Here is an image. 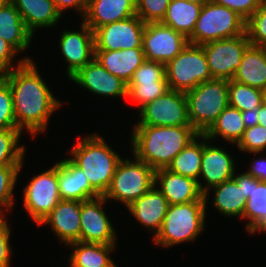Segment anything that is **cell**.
Wrapping results in <instances>:
<instances>
[{"instance_id": "obj_20", "label": "cell", "mask_w": 266, "mask_h": 267, "mask_svg": "<svg viewBox=\"0 0 266 267\" xmlns=\"http://www.w3.org/2000/svg\"><path fill=\"white\" fill-rule=\"evenodd\" d=\"M58 185L61 200L82 202L101 196L69 157L58 161Z\"/></svg>"}, {"instance_id": "obj_6", "label": "cell", "mask_w": 266, "mask_h": 267, "mask_svg": "<svg viewBox=\"0 0 266 267\" xmlns=\"http://www.w3.org/2000/svg\"><path fill=\"white\" fill-rule=\"evenodd\" d=\"M245 32L246 21L240 15L210 0L202 6L188 42L202 45L215 40L234 38Z\"/></svg>"}, {"instance_id": "obj_38", "label": "cell", "mask_w": 266, "mask_h": 267, "mask_svg": "<svg viewBox=\"0 0 266 267\" xmlns=\"http://www.w3.org/2000/svg\"><path fill=\"white\" fill-rule=\"evenodd\" d=\"M236 146L244 153L262 154L266 149V127L257 124L246 128Z\"/></svg>"}, {"instance_id": "obj_50", "label": "cell", "mask_w": 266, "mask_h": 267, "mask_svg": "<svg viewBox=\"0 0 266 267\" xmlns=\"http://www.w3.org/2000/svg\"><path fill=\"white\" fill-rule=\"evenodd\" d=\"M260 232H266V216L262 218L248 233H251L254 235V233Z\"/></svg>"}, {"instance_id": "obj_51", "label": "cell", "mask_w": 266, "mask_h": 267, "mask_svg": "<svg viewBox=\"0 0 266 267\" xmlns=\"http://www.w3.org/2000/svg\"><path fill=\"white\" fill-rule=\"evenodd\" d=\"M188 2H192V3H198L200 5H204L206 3H208L210 0H186Z\"/></svg>"}, {"instance_id": "obj_3", "label": "cell", "mask_w": 266, "mask_h": 267, "mask_svg": "<svg viewBox=\"0 0 266 267\" xmlns=\"http://www.w3.org/2000/svg\"><path fill=\"white\" fill-rule=\"evenodd\" d=\"M69 153L72 156L69 159L82 169L90 185L103 196L122 158L97 133L84 137Z\"/></svg>"}, {"instance_id": "obj_49", "label": "cell", "mask_w": 266, "mask_h": 267, "mask_svg": "<svg viewBox=\"0 0 266 267\" xmlns=\"http://www.w3.org/2000/svg\"><path fill=\"white\" fill-rule=\"evenodd\" d=\"M258 124L266 127V103L259 107Z\"/></svg>"}, {"instance_id": "obj_37", "label": "cell", "mask_w": 266, "mask_h": 267, "mask_svg": "<svg viewBox=\"0 0 266 267\" xmlns=\"http://www.w3.org/2000/svg\"><path fill=\"white\" fill-rule=\"evenodd\" d=\"M169 90L167 80H160L148 85H128L127 98L139 104V109L146 103L162 96Z\"/></svg>"}, {"instance_id": "obj_31", "label": "cell", "mask_w": 266, "mask_h": 267, "mask_svg": "<svg viewBox=\"0 0 266 267\" xmlns=\"http://www.w3.org/2000/svg\"><path fill=\"white\" fill-rule=\"evenodd\" d=\"M202 154L203 134H199L175 156L167 169L173 173L198 181L200 176Z\"/></svg>"}, {"instance_id": "obj_27", "label": "cell", "mask_w": 266, "mask_h": 267, "mask_svg": "<svg viewBox=\"0 0 266 267\" xmlns=\"http://www.w3.org/2000/svg\"><path fill=\"white\" fill-rule=\"evenodd\" d=\"M233 80L266 90V49L250 45L242 58Z\"/></svg>"}, {"instance_id": "obj_12", "label": "cell", "mask_w": 266, "mask_h": 267, "mask_svg": "<svg viewBox=\"0 0 266 267\" xmlns=\"http://www.w3.org/2000/svg\"><path fill=\"white\" fill-rule=\"evenodd\" d=\"M146 23L137 15L106 24L94 32L95 51H115L142 48Z\"/></svg>"}, {"instance_id": "obj_4", "label": "cell", "mask_w": 266, "mask_h": 267, "mask_svg": "<svg viewBox=\"0 0 266 267\" xmlns=\"http://www.w3.org/2000/svg\"><path fill=\"white\" fill-rule=\"evenodd\" d=\"M207 201L169 205L153 243L164 248L195 241L205 227Z\"/></svg>"}, {"instance_id": "obj_1", "label": "cell", "mask_w": 266, "mask_h": 267, "mask_svg": "<svg viewBox=\"0 0 266 267\" xmlns=\"http://www.w3.org/2000/svg\"><path fill=\"white\" fill-rule=\"evenodd\" d=\"M11 88L16 126L32 138L46 131L51 115L61 107L41 77L36 63L26 61L1 75Z\"/></svg>"}, {"instance_id": "obj_14", "label": "cell", "mask_w": 266, "mask_h": 267, "mask_svg": "<svg viewBox=\"0 0 266 267\" xmlns=\"http://www.w3.org/2000/svg\"><path fill=\"white\" fill-rule=\"evenodd\" d=\"M106 202L104 196L81 202L80 242L116 244L115 228L103 209Z\"/></svg>"}, {"instance_id": "obj_10", "label": "cell", "mask_w": 266, "mask_h": 267, "mask_svg": "<svg viewBox=\"0 0 266 267\" xmlns=\"http://www.w3.org/2000/svg\"><path fill=\"white\" fill-rule=\"evenodd\" d=\"M250 45L246 32L234 38L202 44L212 78L232 80Z\"/></svg>"}, {"instance_id": "obj_28", "label": "cell", "mask_w": 266, "mask_h": 267, "mask_svg": "<svg viewBox=\"0 0 266 267\" xmlns=\"http://www.w3.org/2000/svg\"><path fill=\"white\" fill-rule=\"evenodd\" d=\"M116 244H100L73 242L67 246L73 250L69 255V263L75 267H117L110 253L115 250Z\"/></svg>"}, {"instance_id": "obj_2", "label": "cell", "mask_w": 266, "mask_h": 267, "mask_svg": "<svg viewBox=\"0 0 266 267\" xmlns=\"http://www.w3.org/2000/svg\"><path fill=\"white\" fill-rule=\"evenodd\" d=\"M199 133L192 126L135 125L131 136L133 157L155 171L167 168Z\"/></svg>"}, {"instance_id": "obj_35", "label": "cell", "mask_w": 266, "mask_h": 267, "mask_svg": "<svg viewBox=\"0 0 266 267\" xmlns=\"http://www.w3.org/2000/svg\"><path fill=\"white\" fill-rule=\"evenodd\" d=\"M22 168L23 163L22 165L0 166V214H6L3 212V208L12 210L14 204L13 190Z\"/></svg>"}, {"instance_id": "obj_18", "label": "cell", "mask_w": 266, "mask_h": 267, "mask_svg": "<svg viewBox=\"0 0 266 267\" xmlns=\"http://www.w3.org/2000/svg\"><path fill=\"white\" fill-rule=\"evenodd\" d=\"M81 202L61 200L39 223L50 225L60 242L68 245L80 241Z\"/></svg>"}, {"instance_id": "obj_7", "label": "cell", "mask_w": 266, "mask_h": 267, "mask_svg": "<svg viewBox=\"0 0 266 267\" xmlns=\"http://www.w3.org/2000/svg\"><path fill=\"white\" fill-rule=\"evenodd\" d=\"M133 158L134 161L121 159L110 186L103 195L107 201L117 200L126 208L146 194L155 183V170L145 162Z\"/></svg>"}, {"instance_id": "obj_45", "label": "cell", "mask_w": 266, "mask_h": 267, "mask_svg": "<svg viewBox=\"0 0 266 267\" xmlns=\"http://www.w3.org/2000/svg\"><path fill=\"white\" fill-rule=\"evenodd\" d=\"M54 2L61 15L63 11L74 8L76 12L81 13L82 18L84 17L88 4V0H54Z\"/></svg>"}, {"instance_id": "obj_24", "label": "cell", "mask_w": 266, "mask_h": 267, "mask_svg": "<svg viewBox=\"0 0 266 267\" xmlns=\"http://www.w3.org/2000/svg\"><path fill=\"white\" fill-rule=\"evenodd\" d=\"M18 10L27 29L50 28L62 18L54 0H10Z\"/></svg>"}, {"instance_id": "obj_32", "label": "cell", "mask_w": 266, "mask_h": 267, "mask_svg": "<svg viewBox=\"0 0 266 267\" xmlns=\"http://www.w3.org/2000/svg\"><path fill=\"white\" fill-rule=\"evenodd\" d=\"M228 99L229 105L240 111L254 110L264 103V91L232 79L228 84Z\"/></svg>"}, {"instance_id": "obj_48", "label": "cell", "mask_w": 266, "mask_h": 267, "mask_svg": "<svg viewBox=\"0 0 266 267\" xmlns=\"http://www.w3.org/2000/svg\"><path fill=\"white\" fill-rule=\"evenodd\" d=\"M242 191L248 199L252 191V176L246 172L242 173Z\"/></svg>"}, {"instance_id": "obj_19", "label": "cell", "mask_w": 266, "mask_h": 267, "mask_svg": "<svg viewBox=\"0 0 266 267\" xmlns=\"http://www.w3.org/2000/svg\"><path fill=\"white\" fill-rule=\"evenodd\" d=\"M155 186L164 195L169 205L188 203L193 201H206L201 192L198 181L173 173L167 168L155 171Z\"/></svg>"}, {"instance_id": "obj_26", "label": "cell", "mask_w": 266, "mask_h": 267, "mask_svg": "<svg viewBox=\"0 0 266 267\" xmlns=\"http://www.w3.org/2000/svg\"><path fill=\"white\" fill-rule=\"evenodd\" d=\"M0 37L19 53L28 49L34 37L11 1L0 9Z\"/></svg>"}, {"instance_id": "obj_16", "label": "cell", "mask_w": 266, "mask_h": 267, "mask_svg": "<svg viewBox=\"0 0 266 267\" xmlns=\"http://www.w3.org/2000/svg\"><path fill=\"white\" fill-rule=\"evenodd\" d=\"M80 26V31L63 30L58 42L69 79L95 57L94 32L83 21Z\"/></svg>"}, {"instance_id": "obj_29", "label": "cell", "mask_w": 266, "mask_h": 267, "mask_svg": "<svg viewBox=\"0 0 266 267\" xmlns=\"http://www.w3.org/2000/svg\"><path fill=\"white\" fill-rule=\"evenodd\" d=\"M202 6L186 0H171L161 23L188 38L194 31Z\"/></svg>"}, {"instance_id": "obj_33", "label": "cell", "mask_w": 266, "mask_h": 267, "mask_svg": "<svg viewBox=\"0 0 266 267\" xmlns=\"http://www.w3.org/2000/svg\"><path fill=\"white\" fill-rule=\"evenodd\" d=\"M22 132L17 128L0 129V166L22 165L25 147L19 146Z\"/></svg>"}, {"instance_id": "obj_11", "label": "cell", "mask_w": 266, "mask_h": 267, "mask_svg": "<svg viewBox=\"0 0 266 267\" xmlns=\"http://www.w3.org/2000/svg\"><path fill=\"white\" fill-rule=\"evenodd\" d=\"M139 112L141 117L136 125L191 126L184 92L169 89L142 106Z\"/></svg>"}, {"instance_id": "obj_34", "label": "cell", "mask_w": 266, "mask_h": 267, "mask_svg": "<svg viewBox=\"0 0 266 267\" xmlns=\"http://www.w3.org/2000/svg\"><path fill=\"white\" fill-rule=\"evenodd\" d=\"M266 216V182L252 176V191L246 201L243 218L248 220L246 231L249 232L262 218Z\"/></svg>"}, {"instance_id": "obj_36", "label": "cell", "mask_w": 266, "mask_h": 267, "mask_svg": "<svg viewBox=\"0 0 266 267\" xmlns=\"http://www.w3.org/2000/svg\"><path fill=\"white\" fill-rule=\"evenodd\" d=\"M246 33L251 45L266 47V0H261L256 12L246 21Z\"/></svg>"}, {"instance_id": "obj_13", "label": "cell", "mask_w": 266, "mask_h": 267, "mask_svg": "<svg viewBox=\"0 0 266 267\" xmlns=\"http://www.w3.org/2000/svg\"><path fill=\"white\" fill-rule=\"evenodd\" d=\"M188 38L161 22L146 23L142 48L145 59L166 64L187 45Z\"/></svg>"}, {"instance_id": "obj_42", "label": "cell", "mask_w": 266, "mask_h": 267, "mask_svg": "<svg viewBox=\"0 0 266 267\" xmlns=\"http://www.w3.org/2000/svg\"><path fill=\"white\" fill-rule=\"evenodd\" d=\"M16 54H18V51L0 37V75L13 70L14 68L20 67L26 61H33L32 58L25 56L16 63L15 67L13 65V62H15L13 59H15L14 57Z\"/></svg>"}, {"instance_id": "obj_5", "label": "cell", "mask_w": 266, "mask_h": 267, "mask_svg": "<svg viewBox=\"0 0 266 267\" xmlns=\"http://www.w3.org/2000/svg\"><path fill=\"white\" fill-rule=\"evenodd\" d=\"M227 79L213 78L185 93L191 126L204 134L229 105Z\"/></svg>"}, {"instance_id": "obj_30", "label": "cell", "mask_w": 266, "mask_h": 267, "mask_svg": "<svg viewBox=\"0 0 266 267\" xmlns=\"http://www.w3.org/2000/svg\"><path fill=\"white\" fill-rule=\"evenodd\" d=\"M245 129L241 111L228 105L204 135L210 141L220 136L222 140L234 145L242 138Z\"/></svg>"}, {"instance_id": "obj_52", "label": "cell", "mask_w": 266, "mask_h": 267, "mask_svg": "<svg viewBox=\"0 0 266 267\" xmlns=\"http://www.w3.org/2000/svg\"><path fill=\"white\" fill-rule=\"evenodd\" d=\"M10 0H0V9Z\"/></svg>"}, {"instance_id": "obj_17", "label": "cell", "mask_w": 266, "mask_h": 267, "mask_svg": "<svg viewBox=\"0 0 266 267\" xmlns=\"http://www.w3.org/2000/svg\"><path fill=\"white\" fill-rule=\"evenodd\" d=\"M70 80L99 96L127 98L128 84L109 73L95 58Z\"/></svg>"}, {"instance_id": "obj_15", "label": "cell", "mask_w": 266, "mask_h": 267, "mask_svg": "<svg viewBox=\"0 0 266 267\" xmlns=\"http://www.w3.org/2000/svg\"><path fill=\"white\" fill-rule=\"evenodd\" d=\"M209 143L212 144L203 134V154L198 185L206 201L209 198L210 188L232 179L236 171L235 161L231 155L225 149L214 145L210 146ZM201 178L206 185L201 183Z\"/></svg>"}, {"instance_id": "obj_25", "label": "cell", "mask_w": 266, "mask_h": 267, "mask_svg": "<svg viewBox=\"0 0 266 267\" xmlns=\"http://www.w3.org/2000/svg\"><path fill=\"white\" fill-rule=\"evenodd\" d=\"M214 192L213 206L219 213L229 217L243 218L247 198L242 191V174L236 175L220 185L211 188Z\"/></svg>"}, {"instance_id": "obj_43", "label": "cell", "mask_w": 266, "mask_h": 267, "mask_svg": "<svg viewBox=\"0 0 266 267\" xmlns=\"http://www.w3.org/2000/svg\"><path fill=\"white\" fill-rule=\"evenodd\" d=\"M217 4L225 6L247 21L257 10L261 0H213Z\"/></svg>"}, {"instance_id": "obj_53", "label": "cell", "mask_w": 266, "mask_h": 267, "mask_svg": "<svg viewBox=\"0 0 266 267\" xmlns=\"http://www.w3.org/2000/svg\"><path fill=\"white\" fill-rule=\"evenodd\" d=\"M264 103H266V90H264Z\"/></svg>"}, {"instance_id": "obj_23", "label": "cell", "mask_w": 266, "mask_h": 267, "mask_svg": "<svg viewBox=\"0 0 266 267\" xmlns=\"http://www.w3.org/2000/svg\"><path fill=\"white\" fill-rule=\"evenodd\" d=\"M94 58L109 73L122 79L127 84L131 81L134 72L146 60L143 48L95 51Z\"/></svg>"}, {"instance_id": "obj_44", "label": "cell", "mask_w": 266, "mask_h": 267, "mask_svg": "<svg viewBox=\"0 0 266 267\" xmlns=\"http://www.w3.org/2000/svg\"><path fill=\"white\" fill-rule=\"evenodd\" d=\"M5 214H0V267H10L12 245L10 244V227Z\"/></svg>"}, {"instance_id": "obj_47", "label": "cell", "mask_w": 266, "mask_h": 267, "mask_svg": "<svg viewBox=\"0 0 266 267\" xmlns=\"http://www.w3.org/2000/svg\"><path fill=\"white\" fill-rule=\"evenodd\" d=\"M259 107L254 110L241 111L242 119L246 128L252 127L258 124Z\"/></svg>"}, {"instance_id": "obj_46", "label": "cell", "mask_w": 266, "mask_h": 267, "mask_svg": "<svg viewBox=\"0 0 266 267\" xmlns=\"http://www.w3.org/2000/svg\"><path fill=\"white\" fill-rule=\"evenodd\" d=\"M247 174L253 176L259 181L266 182V158L255 159L249 167Z\"/></svg>"}, {"instance_id": "obj_41", "label": "cell", "mask_w": 266, "mask_h": 267, "mask_svg": "<svg viewBox=\"0 0 266 267\" xmlns=\"http://www.w3.org/2000/svg\"><path fill=\"white\" fill-rule=\"evenodd\" d=\"M17 128L9 83L0 75V129Z\"/></svg>"}, {"instance_id": "obj_21", "label": "cell", "mask_w": 266, "mask_h": 267, "mask_svg": "<svg viewBox=\"0 0 266 267\" xmlns=\"http://www.w3.org/2000/svg\"><path fill=\"white\" fill-rule=\"evenodd\" d=\"M169 203L164 195L153 186L146 194L132 202L128 207L130 214L136 220L154 233L153 238L159 233Z\"/></svg>"}, {"instance_id": "obj_9", "label": "cell", "mask_w": 266, "mask_h": 267, "mask_svg": "<svg viewBox=\"0 0 266 267\" xmlns=\"http://www.w3.org/2000/svg\"><path fill=\"white\" fill-rule=\"evenodd\" d=\"M58 162L33 176L23 189V204L34 223H39L61 201L58 187Z\"/></svg>"}, {"instance_id": "obj_22", "label": "cell", "mask_w": 266, "mask_h": 267, "mask_svg": "<svg viewBox=\"0 0 266 267\" xmlns=\"http://www.w3.org/2000/svg\"><path fill=\"white\" fill-rule=\"evenodd\" d=\"M136 15V0H88L82 18L93 31L106 24Z\"/></svg>"}, {"instance_id": "obj_40", "label": "cell", "mask_w": 266, "mask_h": 267, "mask_svg": "<svg viewBox=\"0 0 266 267\" xmlns=\"http://www.w3.org/2000/svg\"><path fill=\"white\" fill-rule=\"evenodd\" d=\"M171 0H136V15L144 22H161Z\"/></svg>"}, {"instance_id": "obj_8", "label": "cell", "mask_w": 266, "mask_h": 267, "mask_svg": "<svg viewBox=\"0 0 266 267\" xmlns=\"http://www.w3.org/2000/svg\"><path fill=\"white\" fill-rule=\"evenodd\" d=\"M165 73L169 89L184 93L213 79L202 45L190 43L165 64Z\"/></svg>"}, {"instance_id": "obj_39", "label": "cell", "mask_w": 266, "mask_h": 267, "mask_svg": "<svg viewBox=\"0 0 266 267\" xmlns=\"http://www.w3.org/2000/svg\"><path fill=\"white\" fill-rule=\"evenodd\" d=\"M166 80L165 64L145 60L143 64L134 72L128 85H148Z\"/></svg>"}]
</instances>
